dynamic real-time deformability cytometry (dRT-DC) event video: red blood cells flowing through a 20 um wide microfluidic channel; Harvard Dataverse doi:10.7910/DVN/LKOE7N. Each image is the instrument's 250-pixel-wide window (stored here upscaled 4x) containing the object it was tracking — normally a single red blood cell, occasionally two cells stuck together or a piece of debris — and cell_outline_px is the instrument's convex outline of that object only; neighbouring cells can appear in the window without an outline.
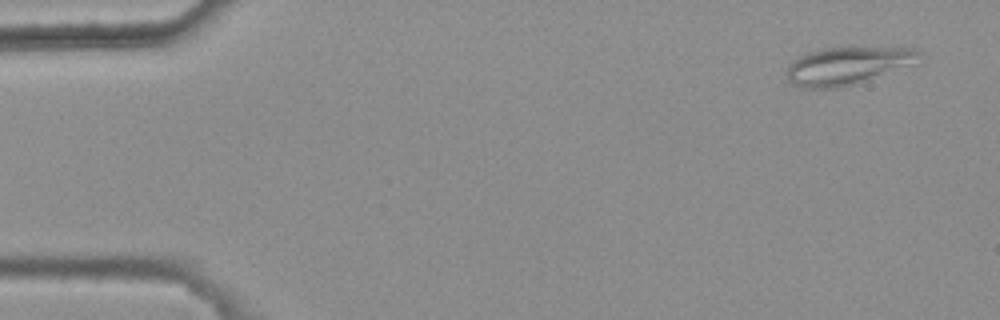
{"species": "common noctule bat (a hibernating species)", "species_latin": "Nyctalus noctula", "temperature_condition": "warm", "stored_images_in_passage": 4, "camera_frame_rate_fps": 3000, "um_per_image_px": 0.085, "animal": {"sex": "female", "body_mass_g": 25.1}, "frame": {"image": 1, "passage_image": 1, "time_ms": 0.0, "image_size_px": [1000, 320], "cell_outline_px": [[920, 64], [860, 84], [840, 88], [804, 88], [792, 84], [788, 80], [784, 72], [788, 64], [792, 60], [808, 52], [820, 48], [852, 44], [916, 48], [920, 52]], "centroid_in_image_um": [72.15, 5.54], "position_along_channel_um": 12.9, "area_um2": 31.5}}